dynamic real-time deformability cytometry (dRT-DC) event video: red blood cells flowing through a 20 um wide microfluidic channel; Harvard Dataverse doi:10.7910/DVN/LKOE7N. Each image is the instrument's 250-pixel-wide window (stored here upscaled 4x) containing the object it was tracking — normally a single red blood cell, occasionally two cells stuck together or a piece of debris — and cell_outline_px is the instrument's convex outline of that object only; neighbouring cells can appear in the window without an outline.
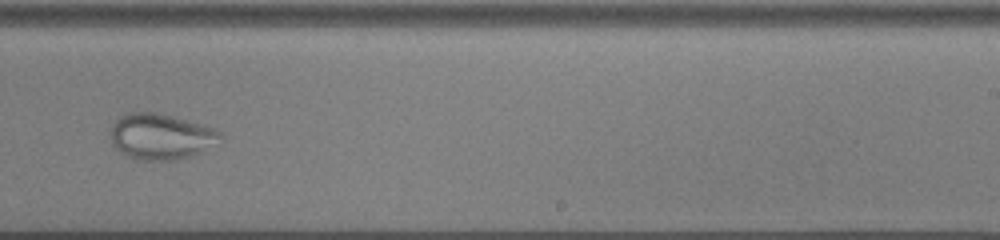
{"species": "common noctule bat (a hibernating species)", "species_latin": "Nyctalus noctula", "temperature_condition": "cold", "stored_images_in_passage": 33, "camera_frame_rate_fps": 3000, "um_per_image_px": 0.085, "animal": {"sex": "male", "body_mass_g": 13.0, "forearm_length_mm": 53.1}, "frame": {"image": 1, "passage_image": 19, "time_ms": 6.0, "image_size_px": [1000, 240], "cell_outline_px": [[224, 136], [200, 152], [192, 156], [176, 160], [136, 160], [124, 156], [112, 144], [108, 136], [108, 128], [120, 116], [128, 112], [156, 112], [204, 124], [220, 132]], "centroid_in_image_um": [13.59, 11.6], "position_along_channel_um": 275.4, "area_um2": 29.71}}